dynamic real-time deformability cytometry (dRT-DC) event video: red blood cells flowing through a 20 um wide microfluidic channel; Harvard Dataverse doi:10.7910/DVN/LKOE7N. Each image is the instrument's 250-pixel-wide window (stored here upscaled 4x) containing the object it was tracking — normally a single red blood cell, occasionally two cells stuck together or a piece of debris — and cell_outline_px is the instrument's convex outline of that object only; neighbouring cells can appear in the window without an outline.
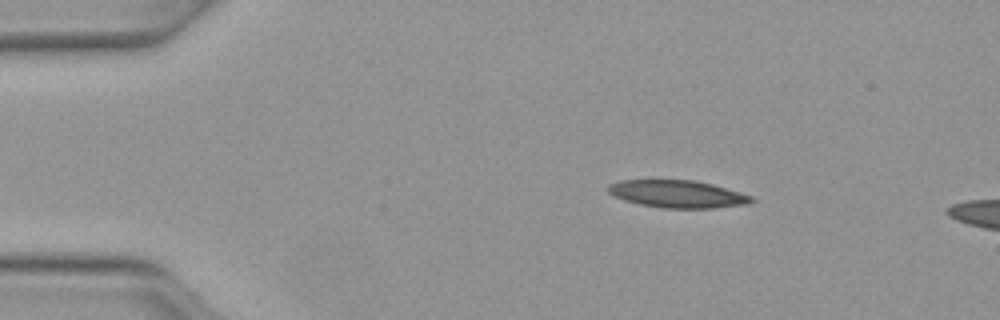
{"species": "Egyptian fruit bat (a non-hibernating species)", "species_latin": "Rousettus aegyptiacus", "temperature_condition": "warm", "stored_images_in_passage": 11, "camera_frame_rate_fps": 3000, "um_per_image_px": 0.085, "animal": {"sex": "female"}, "frame": {"image": 1, "passage_image": 7, "time_ms": 2.0, "image_size_px": [1000, 320], "cell_outline_px": [[756, 200], [748, 204], [716, 208], [660, 208], [640, 204], [624, 200], [608, 192], [604, 188], [608, 184], [620, 180], [696, 180], [712, 184], [740, 192], [752, 196]], "centroid_in_image_um": [57.59, 16.49], "position_along_channel_um": 27.4, "area_um2": 23.12}}